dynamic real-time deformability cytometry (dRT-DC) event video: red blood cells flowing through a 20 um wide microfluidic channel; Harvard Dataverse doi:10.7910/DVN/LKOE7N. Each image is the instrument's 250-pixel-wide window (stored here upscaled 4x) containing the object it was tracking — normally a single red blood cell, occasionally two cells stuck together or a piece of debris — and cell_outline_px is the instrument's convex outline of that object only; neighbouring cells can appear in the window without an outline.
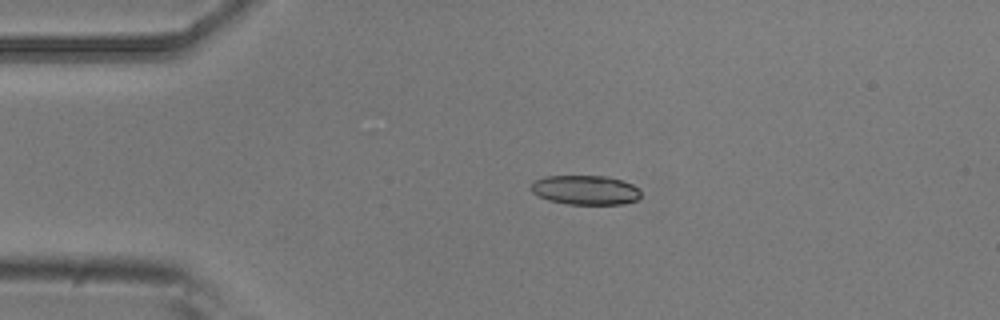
{"species": "common noctule bat (a hibernating species)", "species_latin": "Nyctalus noctula", "temperature_condition": "room temperature", "stored_images_in_passage": 4, "camera_frame_rate_fps": 3000, "um_per_image_px": 0.085, "animal": {"sex": "male", "body_mass_g": 20.5, "forearm_length_mm": 52.5}, "frame": {"image": 1, "passage_image": 3, "time_ms": 0.667, "image_size_px": [1000, 320], "cell_outline_px": [[640, 196], [636, 200], [624, 204], [568, 204], [548, 200], [532, 192], [532, 180], [544, 176], [608, 176], [624, 180], [632, 184], [640, 192]], "centroid_in_image_um": [49.75, 16.14], "position_along_channel_um": 35.2, "area_um2": 18.84}}